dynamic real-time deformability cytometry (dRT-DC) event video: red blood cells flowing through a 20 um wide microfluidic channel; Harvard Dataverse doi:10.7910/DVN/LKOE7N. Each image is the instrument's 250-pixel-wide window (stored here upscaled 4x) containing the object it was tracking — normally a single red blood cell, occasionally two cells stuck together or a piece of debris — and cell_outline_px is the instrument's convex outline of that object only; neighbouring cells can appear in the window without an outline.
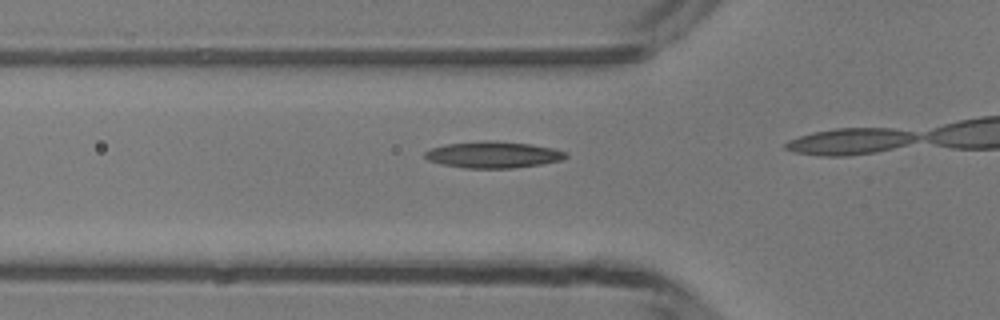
{"species": "common noctule bat (a hibernating species)", "species_latin": "Nyctalus noctula", "temperature_condition": "room temperature", "stored_images_in_passage": 14, "camera_frame_rate_fps": 3000, "um_per_image_px": 0.085, "animal": {"sex": "male", "body_mass_g": 13.3}, "frame": {"image": 1, "passage_image": 12, "time_ms": 3.667, "image_size_px": [1000, 320], "cell_outline_px": [[568, 156], [560, 160], [540, 164], [512, 168], [464, 168], [440, 164], [428, 160], [424, 156], [424, 152], [432, 148], [444, 144], [484, 140], [488, 140], [532, 144], [552, 148], [564, 152]], "centroid_in_image_um": [41.86, 13.14], "position_along_channel_um": 83.9, "area_um2": 21.68}}